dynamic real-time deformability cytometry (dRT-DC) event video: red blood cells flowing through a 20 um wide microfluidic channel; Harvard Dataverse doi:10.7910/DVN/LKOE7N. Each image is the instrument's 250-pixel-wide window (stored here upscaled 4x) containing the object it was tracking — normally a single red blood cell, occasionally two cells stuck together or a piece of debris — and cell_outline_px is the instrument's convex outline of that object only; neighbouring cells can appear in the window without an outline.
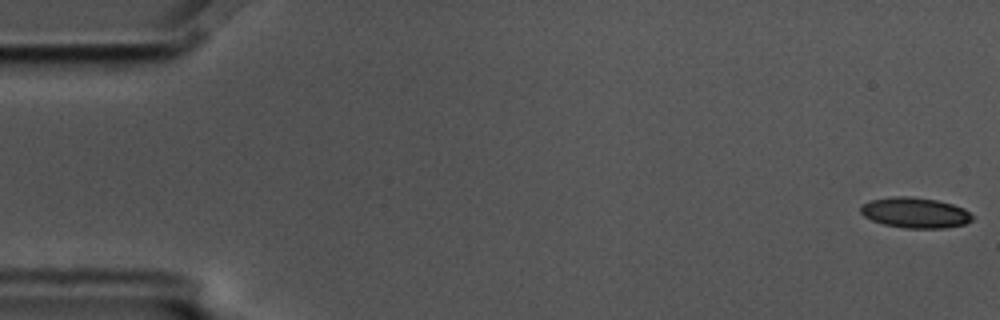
{"species": "common noctule bat (a hibernating species)", "species_latin": "Nyctalus noctula", "temperature_condition": "cold", "stored_images_in_passage": 56, "camera_frame_rate_fps": 3000, "um_per_image_px": 0.085, "animal": {"sex": "male", "body_mass_g": 17.5, "forearm_length_mm": 52.3}, "frame": {"image": 1, "passage_image": 1, "time_ms": 0.0, "image_size_px": [1000, 320], "cell_outline_px": [[972, 220], [964, 224], [944, 228], [904, 228], [884, 224], [872, 220], [864, 216], [860, 212], [860, 208], [864, 204], [872, 200], [892, 196], [908, 196], [936, 200], [952, 204], [964, 208], [972, 216]], "centroid_in_image_um": [77.78, 18.08], "position_along_channel_um": 7.2, "area_um2": 19.65}}
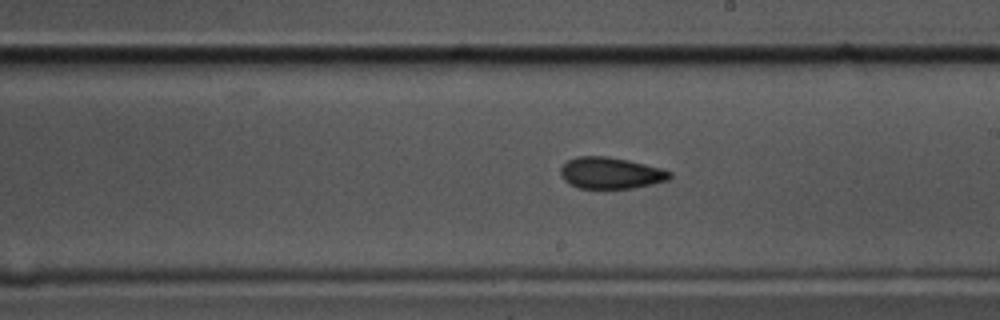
{"frame": {"image": 2, "passage_image": 32, "time_ms": 10.333, "image_size_px": [1000, 320], "cell_outline_px": [[672, 176], [668, 180], [652, 184], [632, 188], [580, 188], [568, 184], [560, 176], [560, 168], [568, 160], [576, 156], [608, 156], [628, 160], [660, 168], [672, 172]], "centroid_in_image_um": [51.88, 14.7], "position_along_channel_um": 237.1, "area_um2": 20.06}}
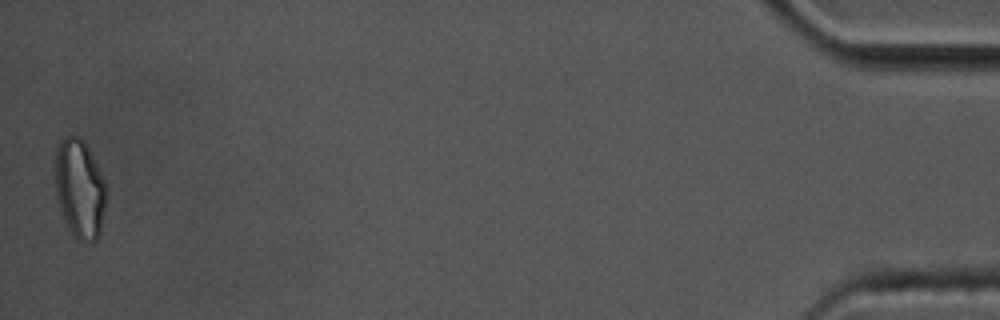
{"frame": {"image": 3, "passage_image": 56, "time_ms": 18.333, "image_size_px": [1000, 320], "cell_outline_px": [[108, 196], [100, 236], [92, 244], [80, 240], [68, 228], [56, 200], [56, 148], [60, 140], [64, 136], [80, 136], [84, 140], [108, 188]], "centroid_in_image_um": [6.81, 16.07], "position_along_channel_um": 428.4, "area_um2": 29.88}, "authors_computed_cell_mechanics": {"area_um2": 20.23, "velocity_mm_per_s": 3.5714, "shape_relaxation_time_tau1_ms": null, "shape_relaxation_time_tau2_ms": 3.2941, "deformation_change_tau1": null, "deformation_change_tau2": 0.0942}}